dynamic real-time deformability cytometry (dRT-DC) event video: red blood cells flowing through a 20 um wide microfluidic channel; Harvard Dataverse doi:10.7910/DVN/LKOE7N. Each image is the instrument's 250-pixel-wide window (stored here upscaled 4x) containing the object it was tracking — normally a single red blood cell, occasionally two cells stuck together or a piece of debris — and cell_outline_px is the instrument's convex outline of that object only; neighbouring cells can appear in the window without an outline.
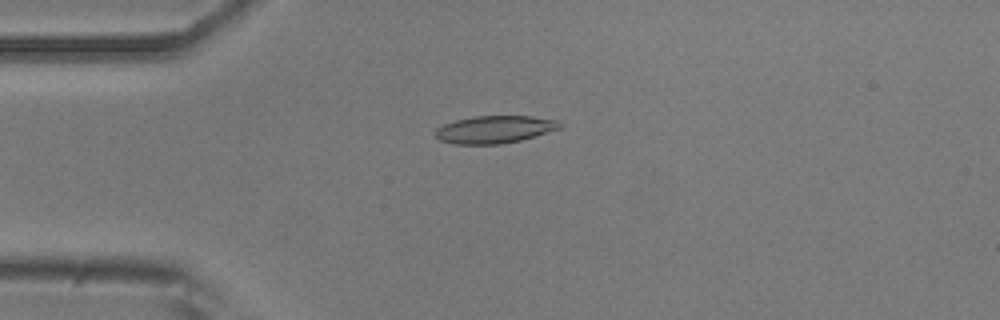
{"species": "common noctule bat (a hibernating species)", "species_latin": "Nyctalus noctula", "temperature_condition": "room temperature", "stored_images_in_passage": 49, "camera_frame_rate_fps": 3000, "um_per_image_px": 0.085, "animal": {"sex": "male", "body_mass_g": 20.5, "forearm_length_mm": 52.5}, "frame": {"image": 1, "passage_image": 9, "time_ms": 2.667, "image_size_px": [1000, 320], "cell_outline_px": [[564, 124], [560, 128], [520, 140], [500, 144], [456, 144], [440, 140], [436, 136], [436, 128], [444, 124], [456, 120], [472, 116], [532, 116], [560, 120]], "centroid_in_image_um": [42.07, 10.99], "position_along_channel_um": 42.9, "area_um2": 19.88}}
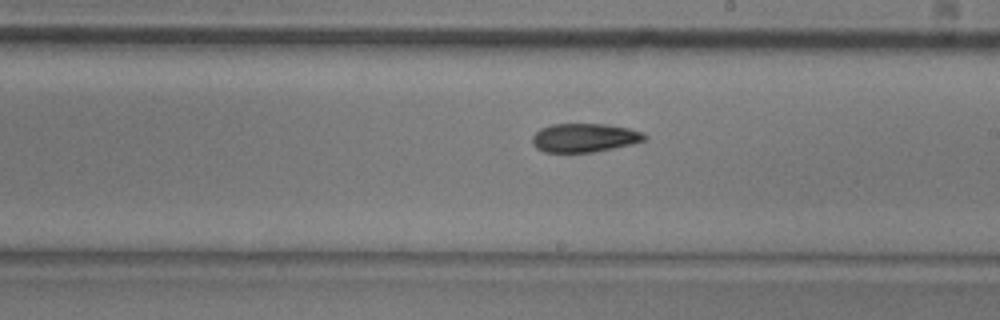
{"frame": {"image": 2, "passage_image": 26, "time_ms": 8.333, "image_size_px": [1000, 320], "cell_outline_px": [[648, 136], [644, 140], [632, 144], [592, 152], [544, 152], [536, 148], [532, 144], [532, 136], [540, 128], [552, 124], [604, 124], [628, 128], [640, 132]], "centroid_in_image_um": [49.63, 11.71], "position_along_channel_um": 239.4, "area_um2": 18.67}}
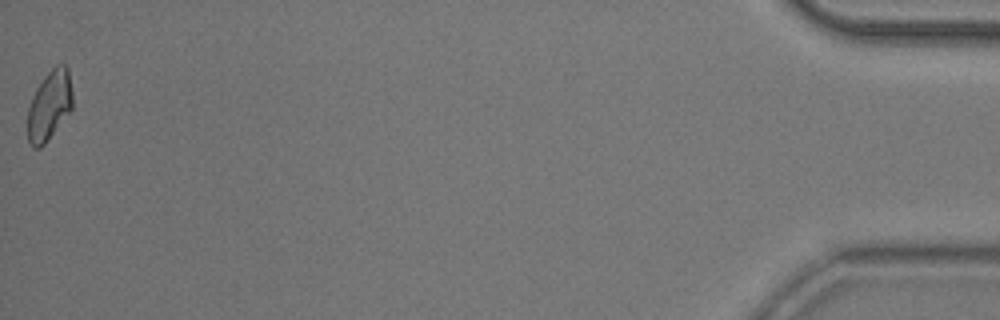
{"frame": {"image": 3, "passage_image": 49, "time_ms": 16.0, "image_size_px": [1000, 320], "cell_outline_px": [[72, 108], [48, 140], [40, 148], [32, 148], [28, 140], [28, 108], [32, 96], [36, 88], [44, 76], [56, 64], [64, 64], [68, 68], [72, 92]], "centroid_in_image_um": [4.19, 8.95], "position_along_channel_um": 431.0, "area_um2": 18.21}, "authors_computed_cell_mechanics": {"area_um2": 18.9006, "velocity_mm_per_s": 3.7945, "shape_relaxation_time_tau1_ms": 9.4939, "shape_relaxation_time_tau2_ms": 8.2768, "deformation_change_tau1": 0.1664, "deformation_change_tau2": 0.1448}}